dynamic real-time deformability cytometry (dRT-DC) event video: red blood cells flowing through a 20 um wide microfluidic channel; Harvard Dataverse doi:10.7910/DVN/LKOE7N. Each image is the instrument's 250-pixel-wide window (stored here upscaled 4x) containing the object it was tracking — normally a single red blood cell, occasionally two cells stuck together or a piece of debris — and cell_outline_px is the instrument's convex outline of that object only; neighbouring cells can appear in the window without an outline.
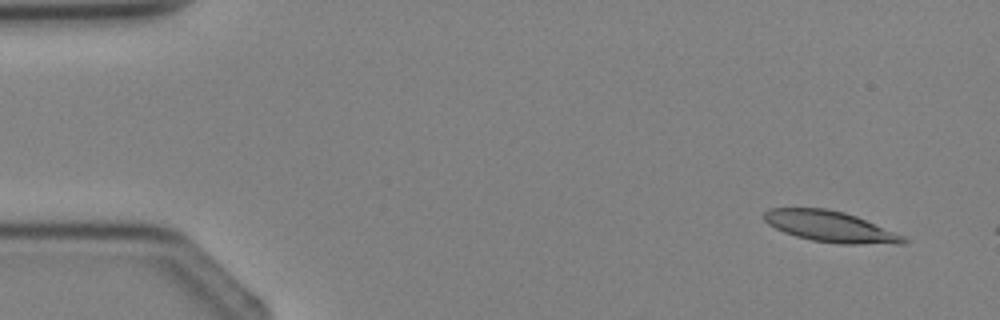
{"species": "Egyptian fruit bat (a non-hibernating species)", "species_latin": "Rousettus aegyptiacus", "temperature_condition": "cold", "stored_images_in_passage": 3, "camera_frame_rate_fps": 3000, "um_per_image_px": 0.085, "animal": {"sex": "female"}, "frame": {"image": 1, "passage_image": 1, "time_ms": 0.0, "image_size_px": [1000, 320], "cell_outline_px": [[908, 240], [904, 244], [840, 244], [812, 240], [796, 236], [784, 232], [768, 224], [764, 220], [764, 212], [768, 208], [824, 208], [844, 212], [856, 216], [904, 236]], "centroid_in_image_um": [70.56, 19.26], "position_along_channel_um": 14.4, "area_um2": 24.97}}